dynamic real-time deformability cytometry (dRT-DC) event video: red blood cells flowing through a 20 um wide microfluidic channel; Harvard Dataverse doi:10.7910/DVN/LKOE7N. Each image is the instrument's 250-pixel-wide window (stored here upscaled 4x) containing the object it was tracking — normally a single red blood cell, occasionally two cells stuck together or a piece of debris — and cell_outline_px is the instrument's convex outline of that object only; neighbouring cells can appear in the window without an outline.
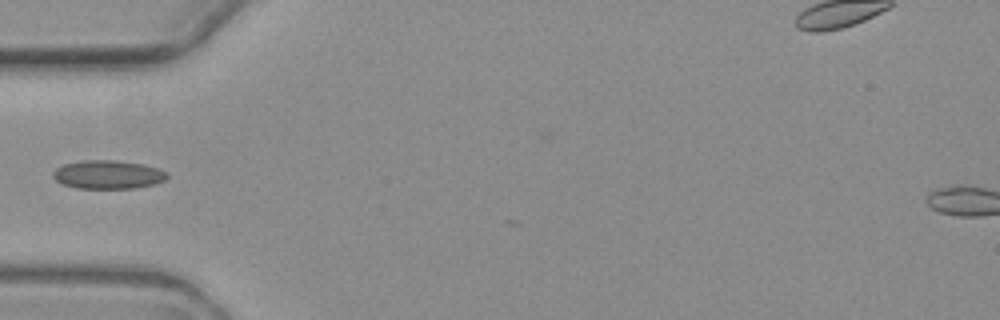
{"species": "common noctule bat (a hibernating species)", "species_latin": "Nyctalus noctula", "temperature_condition": "warm", "stored_images_in_passage": 4, "camera_frame_rate_fps": 3000, "um_per_image_px": 0.085, "animal": {"sex": "female", "body_mass_g": 19.3, "forearm_length_mm": 54.1}, "frame": {"image": 1, "passage_image": 4, "time_ms": 3.667, "image_size_px": [1000, 320], "cell_outline_px": [[168, 176], [164, 180], [152, 184], [132, 188], [76, 188], [60, 184], [52, 176], [52, 172], [56, 168], [64, 164], [84, 160], [116, 160], [144, 164], [168, 172]], "centroid_in_image_um": [9.14, 14.83], "position_along_channel_um": 75.9, "area_um2": 18.96}}